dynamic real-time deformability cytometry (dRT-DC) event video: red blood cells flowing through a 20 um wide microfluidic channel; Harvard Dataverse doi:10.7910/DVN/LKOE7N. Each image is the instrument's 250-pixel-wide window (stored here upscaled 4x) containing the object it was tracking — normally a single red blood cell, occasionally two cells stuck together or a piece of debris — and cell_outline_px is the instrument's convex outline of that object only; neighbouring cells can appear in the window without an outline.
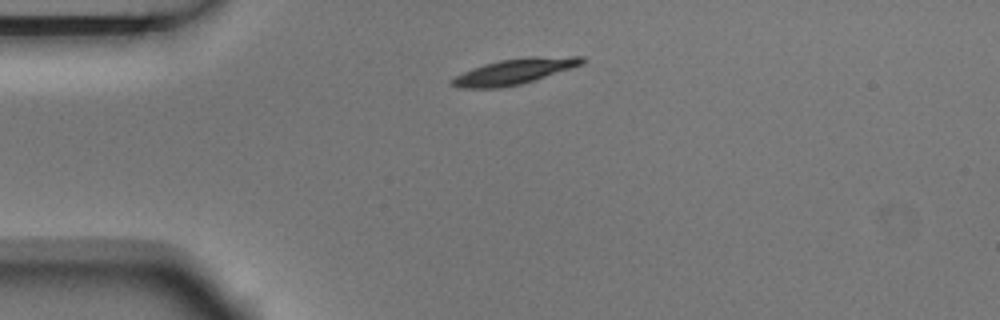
{"species": "Egyptian fruit bat (a non-hibernating species)", "species_latin": "Rousettus aegyptiacus", "temperature_condition": "room temperature", "stored_images_in_passage": 11, "camera_frame_rate_fps": 3000, "um_per_image_px": 0.085, "animal": {"sex": "male"}, "frame": {"image": 1, "passage_image": 1, "time_ms": 0.0, "image_size_px": [1000, 320], "cell_outline_px": [[588, 60], [584, 64], [572, 68], [520, 84], [500, 88], [456, 88], [448, 84], [456, 76], [472, 68], [484, 64], [500, 60], [528, 56], [584, 56]], "centroid_in_image_um": [43.76, 6.06], "position_along_channel_um": 41.2, "area_um2": 19.54}}
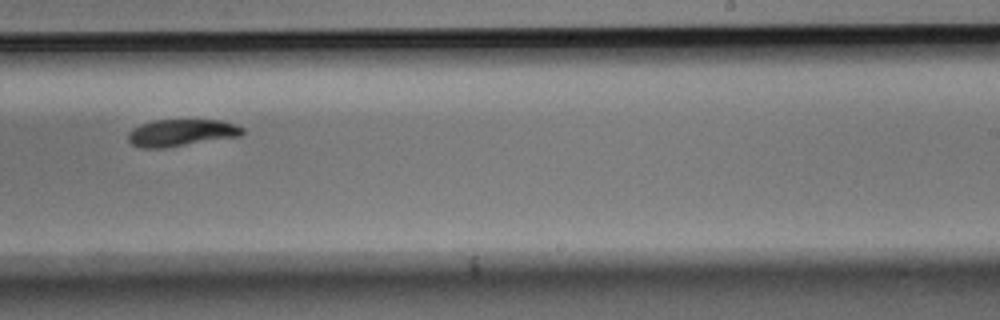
{"frame": {"image": 2, "passage_image": 7, "time_ms": 2.0, "image_size_px": [1000, 320], "cell_outline_px": [[244, 132], [240, 136], [164, 148], [140, 148], [132, 144], [128, 140], [128, 132], [132, 128], [140, 124], [152, 120], [220, 120], [244, 128]], "centroid_in_image_um": [15.36, 11.28], "position_along_channel_um": 273.6, "area_um2": 17.98}}
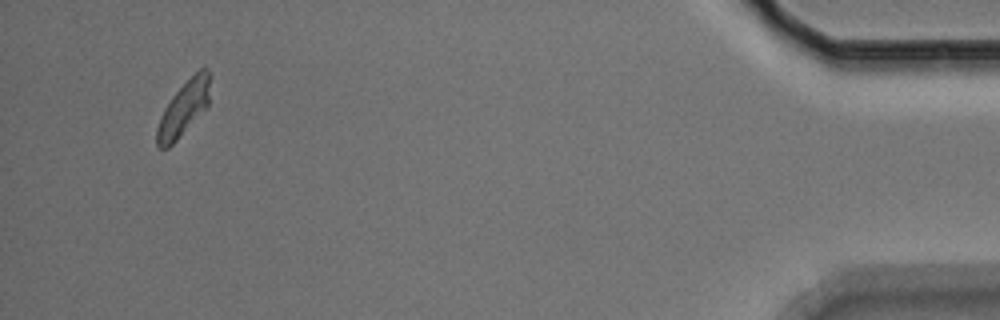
{"frame": {"image": 3, "passage_image": 11, "time_ms": 3.333, "image_size_px": [1000, 320], "cell_outline_px": [[212, 76], [208, 108], [168, 148], [156, 148], [156, 128], [160, 116], [164, 108], [172, 96], [204, 64], [208, 68]], "centroid_in_image_um": [15.66, 9.19], "position_along_channel_um": 419.5, "area_um2": 17.34}}